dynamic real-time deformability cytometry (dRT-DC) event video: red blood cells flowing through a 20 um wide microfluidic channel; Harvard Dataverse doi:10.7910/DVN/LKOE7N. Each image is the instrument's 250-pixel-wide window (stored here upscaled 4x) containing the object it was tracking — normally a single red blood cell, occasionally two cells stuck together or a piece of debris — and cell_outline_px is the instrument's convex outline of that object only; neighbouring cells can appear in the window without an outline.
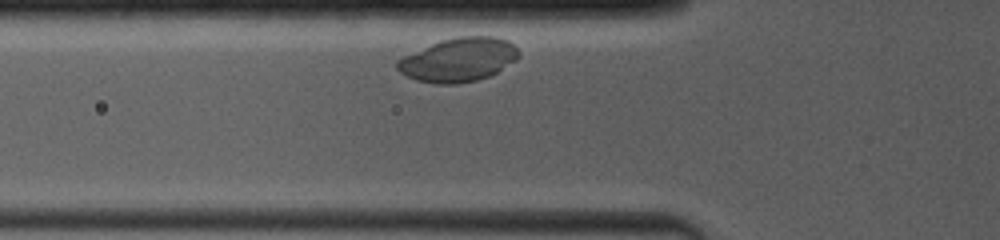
{"species": "common noctule bat (a hibernating species)", "species_latin": "Nyctalus noctula", "temperature_condition": "room temperature", "stored_images_in_passage": 6, "camera_frame_rate_fps": 4000, "um_per_image_px": 0.085, "animal": {"sex": "female", "body_mass_g": 19.0, "forearm_length_mm": 53.3}, "frame": {"image": 1, "passage_image": 3, "time_ms": 0.75, "image_size_px": [1000, 240], "cell_outline_px": [[520, 56], [516, 60], [496, 72], [488, 76], [476, 80], [456, 84], [436, 84], [416, 80], [400, 72], [396, 68], [396, 60], [404, 56], [440, 40], [456, 36], [496, 36], [508, 40], [520, 52]], "centroid_in_image_um": [38.98, 5.07], "position_along_channel_um": 86.8, "area_um2": 30.98}}